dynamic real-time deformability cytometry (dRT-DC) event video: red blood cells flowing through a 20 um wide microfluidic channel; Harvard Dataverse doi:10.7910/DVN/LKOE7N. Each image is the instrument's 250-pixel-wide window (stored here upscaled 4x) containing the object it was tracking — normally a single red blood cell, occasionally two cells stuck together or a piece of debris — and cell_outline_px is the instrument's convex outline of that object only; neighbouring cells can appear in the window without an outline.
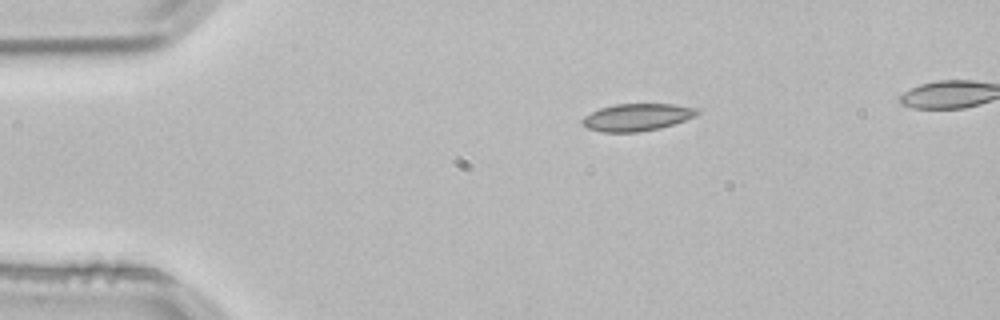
{"species": "common noctule bat (a hibernating species)", "species_latin": "Nyctalus noctula", "temperature_condition": "room temperature", "stored_images_in_passage": 2, "camera_frame_rate_fps": 3000, "um_per_image_px": 0.085, "animal": {"sex": "male", "body_mass_g": 21.5, "forearm_length_mm": 52.0}, "frame": {"image": 1, "passage_image": 1, "time_ms": 0.0, "image_size_px": [1000, 320], "cell_outline_px": [[700, 112], [696, 116], [660, 128], [636, 132], [600, 132], [588, 128], [580, 120], [584, 116], [600, 108], [616, 104], [672, 104], [700, 108]], "centroid_in_image_um": [54.16, 9.96], "position_along_channel_um": 30.8, "area_um2": 18.21}}